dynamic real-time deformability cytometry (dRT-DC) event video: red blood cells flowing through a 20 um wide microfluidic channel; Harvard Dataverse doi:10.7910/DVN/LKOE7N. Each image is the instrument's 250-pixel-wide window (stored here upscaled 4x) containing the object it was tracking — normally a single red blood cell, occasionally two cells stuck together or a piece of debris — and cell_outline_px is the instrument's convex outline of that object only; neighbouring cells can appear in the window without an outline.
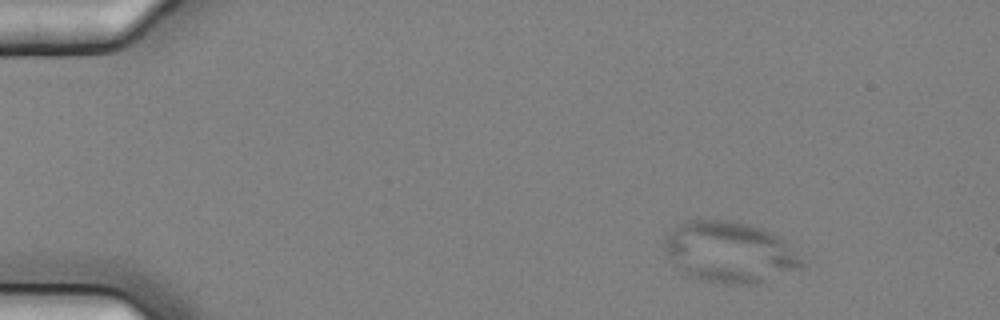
{"species": "common noctule bat (a hibernating species)", "species_latin": "Nyctalus noctula", "temperature_condition": "cold", "stored_images_in_passage": 4, "camera_frame_rate_fps": 3000, "um_per_image_px": 0.085, "animal": {"sex": "female", "body_mass_g": 25.1}, "frame": {"image": 1, "passage_image": 1, "time_ms": 0.0, "image_size_px": [1000, 320], "cell_outline_px": [[808, 264], [800, 268], [760, 284], [728, 284], [704, 280], [692, 276], [684, 272], [664, 248], [664, 240], [676, 224], [684, 220], [728, 220], [748, 224], [772, 232], [780, 236]], "centroid_in_image_um": [62.09, 21.42], "position_along_channel_um": 22.9, "area_um2": 48.61}}
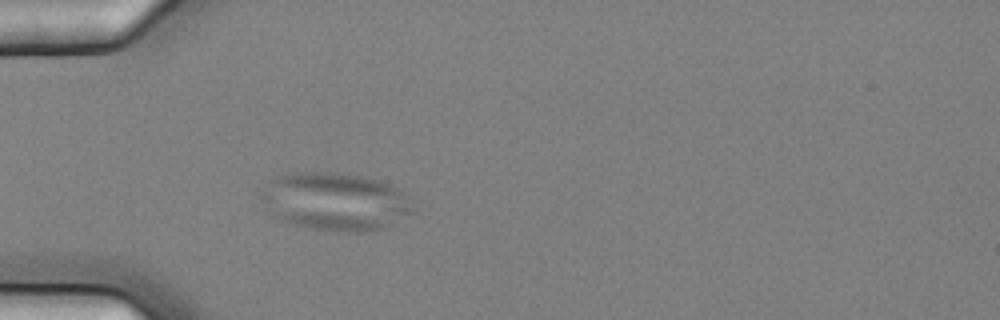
{"frame": {"image": 2, "passage_image": 4, "time_ms": 1.0, "image_size_px": [1000, 320], "cell_outline_px": [[416, 212], [384, 228], [364, 232], [332, 232], [292, 224], [280, 220], [256, 196], [268, 180], [276, 176], [296, 172], [336, 172], [376, 180], [388, 184], [404, 192], [408, 196]], "centroid_in_image_um": [28.47, 17.14], "position_along_channel_um": 56.5, "area_um2": 51.73}}